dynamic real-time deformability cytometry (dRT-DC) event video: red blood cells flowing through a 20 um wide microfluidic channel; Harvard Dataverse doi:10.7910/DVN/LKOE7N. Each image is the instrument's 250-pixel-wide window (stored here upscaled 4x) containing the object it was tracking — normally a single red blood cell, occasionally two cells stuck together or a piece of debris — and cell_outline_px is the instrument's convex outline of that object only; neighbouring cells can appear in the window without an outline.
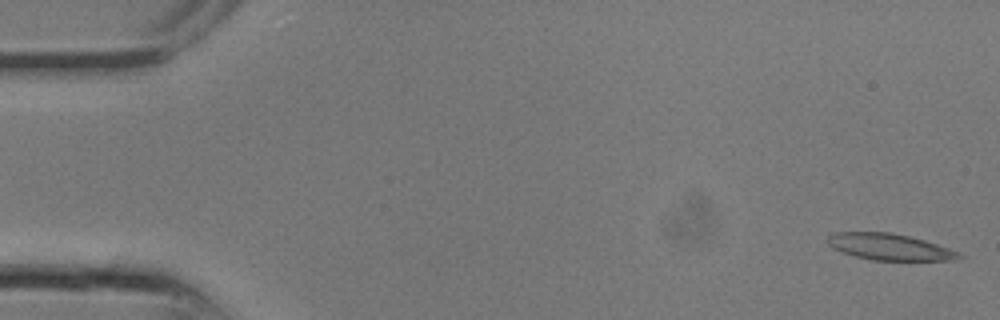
{"species": "common noctule bat (a hibernating species)", "species_latin": "Nyctalus noctula", "temperature_condition": "room temperature", "stored_images_in_passage": 7, "camera_frame_rate_fps": 3000, "um_per_image_px": 0.085, "animal": {"sex": "male", "body_mass_g": 13.3}, "frame": {"image": 1, "passage_image": 1, "time_ms": 0.0, "image_size_px": [1000, 320], "cell_outline_px": [[964, 256], [952, 260], [872, 260], [856, 256], [832, 248], [828, 244], [828, 236], [836, 232], [892, 232], [924, 240], [960, 252]], "centroid_in_image_um": [75.61, 20.98], "position_along_channel_um": 9.4, "area_um2": 20.0}}